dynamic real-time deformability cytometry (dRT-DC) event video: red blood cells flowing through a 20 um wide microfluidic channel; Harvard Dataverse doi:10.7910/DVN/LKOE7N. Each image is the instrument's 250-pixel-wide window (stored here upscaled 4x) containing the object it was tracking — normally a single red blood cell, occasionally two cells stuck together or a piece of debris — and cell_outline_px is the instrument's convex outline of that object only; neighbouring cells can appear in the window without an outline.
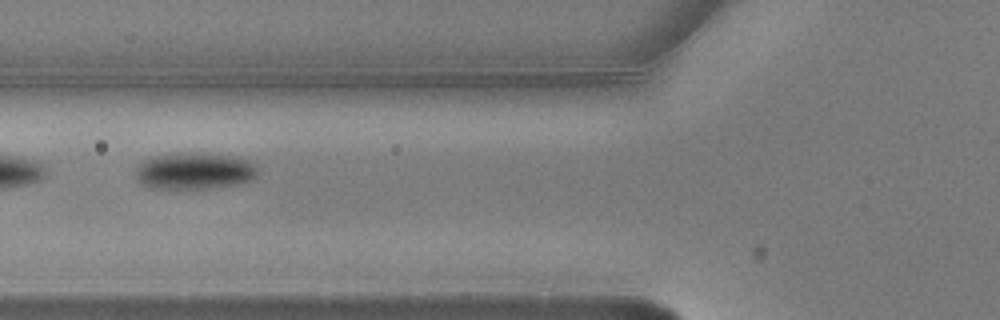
{"species": "common noctule bat (a hibernating species)", "species_latin": "Nyctalus noctula", "temperature_condition": "warm", "stored_images_in_passage": 12, "camera_frame_rate_fps": 3000, "um_per_image_px": 0.085, "animal": {"sex": "male", "body_mass_g": 20.5, "forearm_length_mm": 52.5}, "frame": {"image": 1, "passage_image": 4, "time_ms": 1.0, "image_size_px": [1000, 320], "cell_outline_px": [[260, 168], [256, 176], [252, 180], [240, 184], [212, 188], [148, 188], [140, 184], [136, 180], [136, 168], [144, 160], [156, 156], [176, 152], [212, 152], [240, 156], [256, 164]], "centroid_in_image_um": [16.6, 14.5], "position_along_channel_um": 109.2, "area_um2": 27.05}}
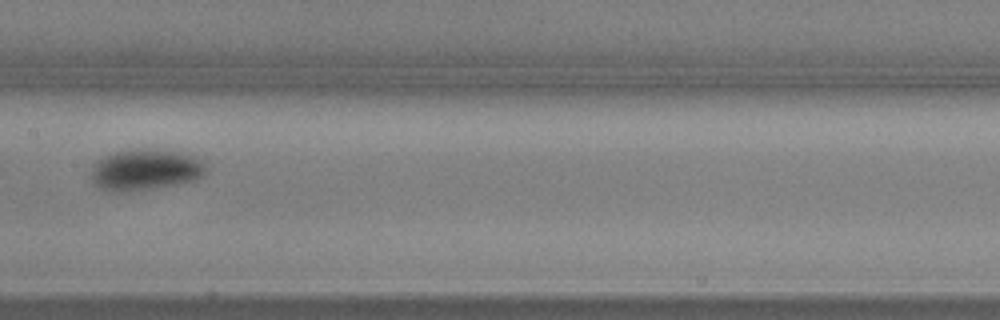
{"frame": {"image": 2, "passage_image": 6, "time_ms": 1.667, "image_size_px": [1000, 320], "cell_outline_px": [[208, 172], [204, 176], [196, 180], [180, 184], [156, 188], [128, 192], [108, 192], [92, 184], [92, 172], [96, 164], [104, 156], [116, 152], [172, 152], [196, 156], [204, 160], [208, 168]], "centroid_in_image_um": [12.43, 14.51], "position_along_channel_um": 195.0, "area_um2": 26.99}}
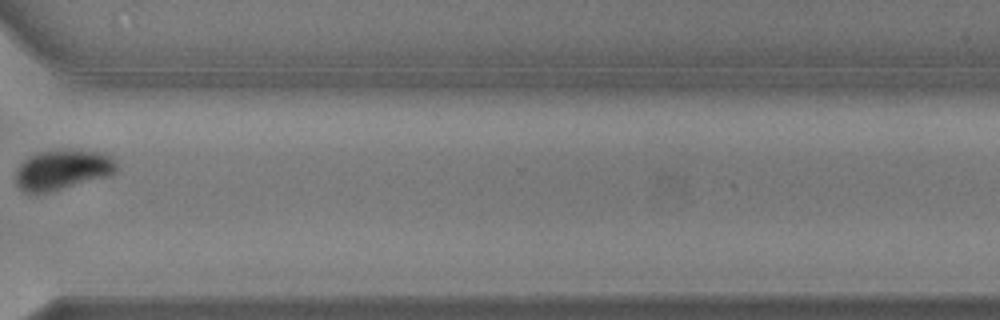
{"frame": {"image": 3, "passage_image": 10, "time_ms": 3.0, "image_size_px": [1000, 320], "cell_outline_px": [[120, 168], [116, 172], [108, 176], [36, 196], [24, 192], [16, 188], [16, 168], [24, 160], [36, 152], [72, 148], [104, 152], [112, 156]], "centroid_in_image_um": [5.31, 14.43], "position_along_channel_um": 365.3, "area_um2": 24.57}}